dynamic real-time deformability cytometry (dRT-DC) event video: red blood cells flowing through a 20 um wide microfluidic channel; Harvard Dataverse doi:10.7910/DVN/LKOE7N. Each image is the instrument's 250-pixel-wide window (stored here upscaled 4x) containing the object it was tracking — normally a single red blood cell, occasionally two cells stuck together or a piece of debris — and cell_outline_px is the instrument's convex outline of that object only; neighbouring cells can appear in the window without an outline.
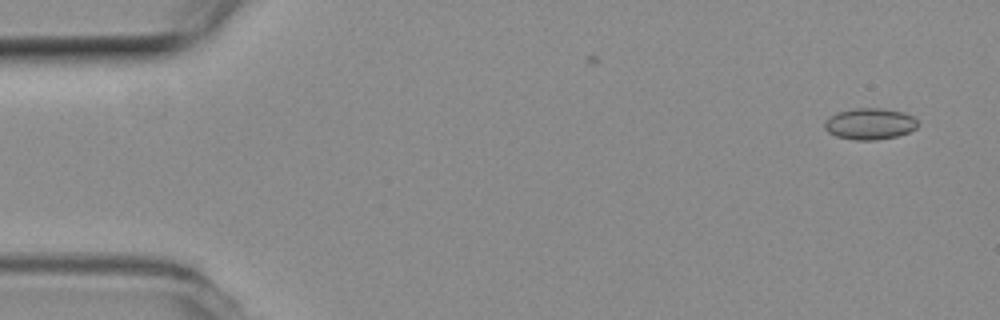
{"species": "common noctule bat (a hibernating species)", "species_latin": "Nyctalus noctula", "temperature_condition": "room temperature", "stored_images_in_passage": 2, "camera_frame_rate_fps": 3000, "um_per_image_px": 0.085, "animal": {"sex": "female", "body_mass_g": 19.3, "forearm_length_mm": 54.1}, "frame": {"image": 1, "passage_image": 2, "time_ms": 0.333, "image_size_px": [1000, 320], "cell_outline_px": [[916, 128], [908, 132], [896, 136], [876, 140], [856, 140], [836, 136], [828, 132], [824, 128], [824, 124], [836, 112], [856, 108], [880, 108], [904, 112], [912, 116], [916, 120]], "centroid_in_image_um": [73.93, 10.52], "position_along_channel_um": 11.1, "area_um2": 16.82}}